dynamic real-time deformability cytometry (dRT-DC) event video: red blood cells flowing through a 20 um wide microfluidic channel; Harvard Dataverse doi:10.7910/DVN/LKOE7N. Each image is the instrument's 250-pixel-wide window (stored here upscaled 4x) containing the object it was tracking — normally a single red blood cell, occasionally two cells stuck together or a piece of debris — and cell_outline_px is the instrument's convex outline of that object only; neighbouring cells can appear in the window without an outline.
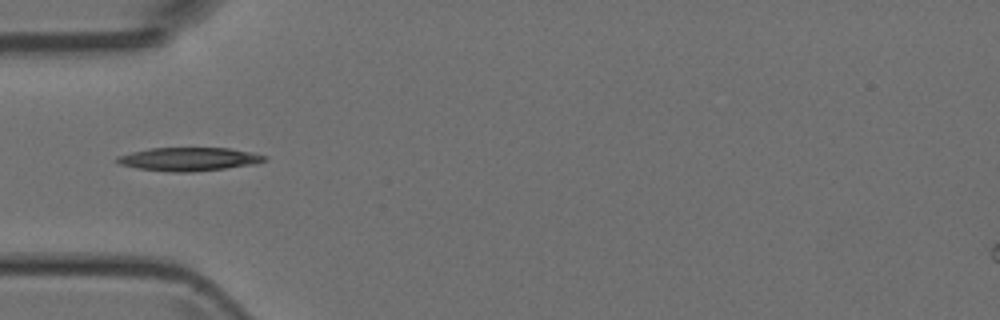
{"species": "Egyptian fruit bat (a non-hibernating species)", "species_latin": "Rousettus aegyptiacus", "temperature_condition": "room temperature", "stored_images_in_passage": 5, "camera_frame_rate_fps": 3000, "um_per_image_px": 0.085, "animal": {"sex": "female"}, "frame": {"image": 1, "passage_image": 5, "time_ms": 4.667, "image_size_px": [1000, 320], "cell_outline_px": [[268, 156], [264, 160], [252, 164], [224, 168], [192, 172], [172, 172], [136, 168], [120, 164], [116, 160], [116, 156], [148, 148], [228, 148], [252, 152]], "centroid_in_image_um": [16.02, 13.52], "position_along_channel_um": 69.0, "area_um2": 19.94}}